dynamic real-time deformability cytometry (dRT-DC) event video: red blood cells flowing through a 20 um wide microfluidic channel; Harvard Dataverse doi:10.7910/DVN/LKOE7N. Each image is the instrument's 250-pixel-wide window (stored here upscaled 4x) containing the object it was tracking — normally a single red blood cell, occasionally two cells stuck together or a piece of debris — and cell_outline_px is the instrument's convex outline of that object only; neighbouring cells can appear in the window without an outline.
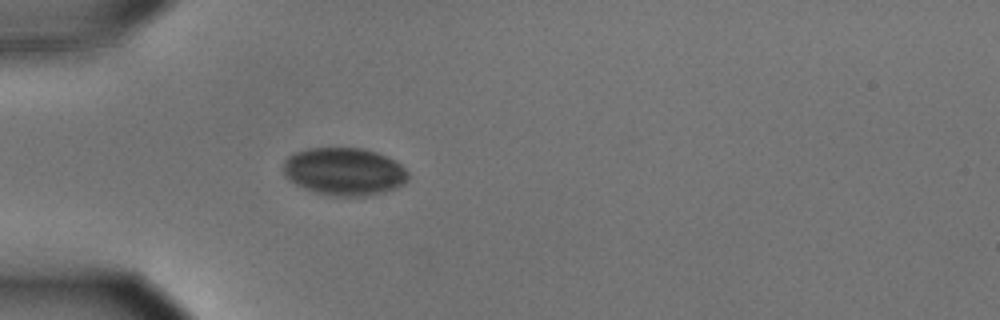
{"species": "common noctule bat (a hibernating species)", "species_latin": "Nyctalus noctula", "temperature_condition": "cold", "stored_images_in_passage": 40, "camera_frame_rate_fps": 3000, "um_per_image_px": 0.085, "animal": {"sex": "male", "body_mass_g": 15.6}, "frame": {"image": 1, "passage_image": 1, "time_ms": 0.0, "image_size_px": [1000, 320], "cell_outline_px": [[408, 180], [404, 184], [396, 188], [384, 192], [364, 196], [332, 196], [316, 192], [304, 188], [288, 180], [284, 176], [284, 160], [292, 152], [308, 148], [364, 148], [376, 152], [396, 160], [408, 172]], "centroid_in_image_um": [29.25, 14.57], "position_along_channel_um": 55.7, "area_um2": 34.97}}
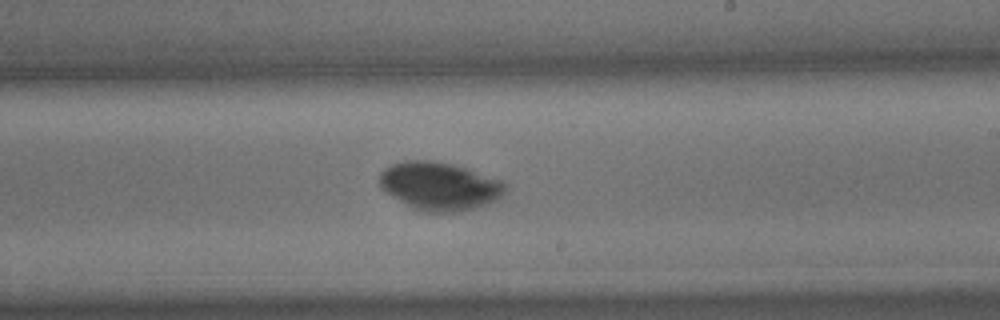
{"frame": {"image": 2, "passage_image": 18, "time_ms": 5.667, "image_size_px": [1000, 320], "cell_outline_px": [[504, 192], [496, 200], [488, 204], [464, 212], [420, 212], [412, 208], [392, 196], [380, 188], [380, 172], [384, 168], [392, 164], [408, 160], [432, 160], [452, 164], [504, 180]], "centroid_in_image_um": [37.35, 15.83], "position_along_channel_um": 251.6, "area_um2": 35.43}}
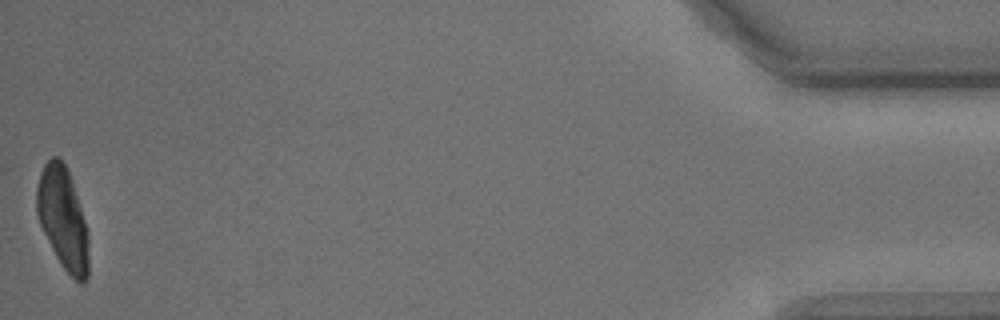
{"frame": {"image": 3, "passage_image": 40, "time_ms": 13.0, "image_size_px": [1000, 320], "cell_outline_px": [[88, 276], [84, 284], [80, 284], [60, 264], [40, 224], [36, 212], [36, 188], [40, 172], [44, 164], [52, 156], [60, 156], [68, 168], [88, 232]], "centroid_in_image_um": [5.34, 18.53], "position_along_channel_um": 429.9, "area_um2": 30.87}}